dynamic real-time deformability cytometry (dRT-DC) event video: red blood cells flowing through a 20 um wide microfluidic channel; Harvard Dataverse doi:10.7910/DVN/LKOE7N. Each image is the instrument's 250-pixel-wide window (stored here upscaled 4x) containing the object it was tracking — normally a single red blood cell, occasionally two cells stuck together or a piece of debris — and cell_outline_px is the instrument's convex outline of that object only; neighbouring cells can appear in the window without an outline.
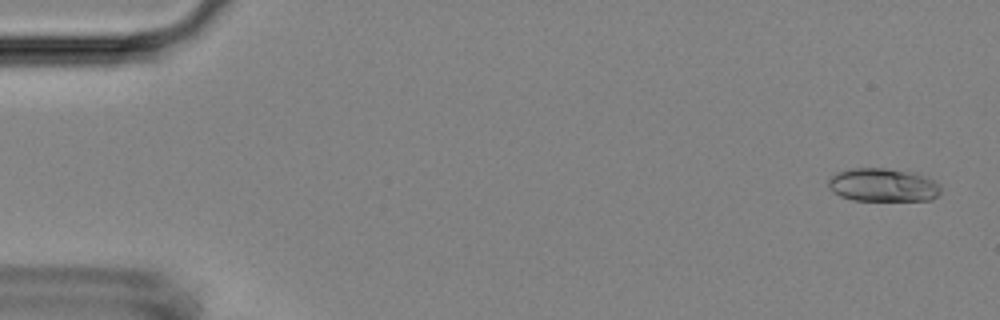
{"species": "Egyptian fruit bat (a non-hibernating species)", "species_latin": "Rousettus aegyptiacus", "temperature_condition": "room temperature", "stored_images_in_passage": 30, "camera_frame_rate_fps": 3000, "um_per_image_px": 0.085, "animal": {"sex": "female"}, "frame": {"image": 1, "passage_image": 2, "time_ms": 0.333, "image_size_px": [1000, 320], "cell_outline_px": [[940, 192], [932, 200], [852, 200], [840, 196], [832, 192], [828, 188], [828, 180], [836, 172], [848, 168], [884, 168], [916, 172], [940, 184]], "centroid_in_image_um": [75.02, 15.72], "position_along_channel_um": 10.0, "area_um2": 22.02}}
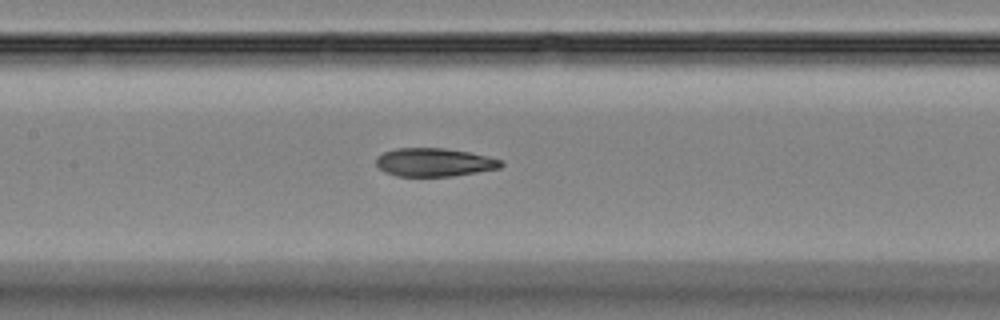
{"frame": {"image": 2, "passage_image": 25, "time_ms": 8.0, "image_size_px": [1000, 320], "cell_outline_px": [[504, 164], [500, 168], [452, 176], [396, 176], [384, 172], [376, 164], [376, 156], [384, 152], [396, 148], [444, 148], [468, 152], [488, 156], [500, 160]], "centroid_in_image_um": [36.88, 13.79], "position_along_channel_um": 170.5, "area_um2": 20.58}}
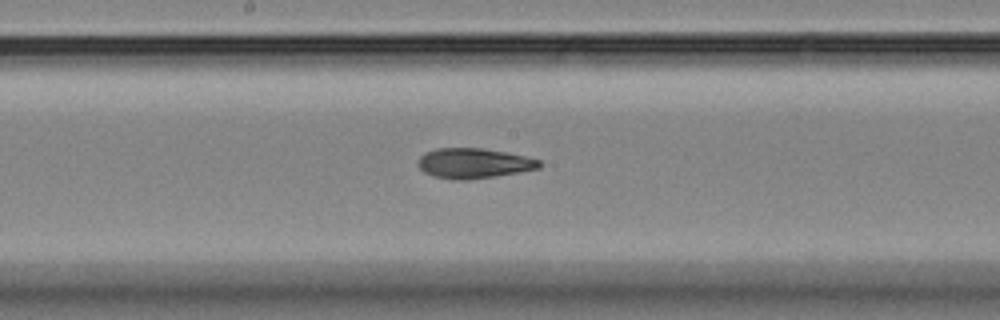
{"frame": {"image": 3, "passage_image": 28, "time_ms": 9.0, "image_size_px": [1000, 320], "cell_outline_px": [[540, 168], [496, 176], [468, 180], [452, 180], [432, 176], [424, 172], [416, 164], [420, 156], [424, 152], [436, 148], [480, 148], [504, 152], [524, 156], [540, 160]], "centroid_in_image_um": [40.2, 13.88], "position_along_channel_um": 208.0, "area_um2": 21.33}}